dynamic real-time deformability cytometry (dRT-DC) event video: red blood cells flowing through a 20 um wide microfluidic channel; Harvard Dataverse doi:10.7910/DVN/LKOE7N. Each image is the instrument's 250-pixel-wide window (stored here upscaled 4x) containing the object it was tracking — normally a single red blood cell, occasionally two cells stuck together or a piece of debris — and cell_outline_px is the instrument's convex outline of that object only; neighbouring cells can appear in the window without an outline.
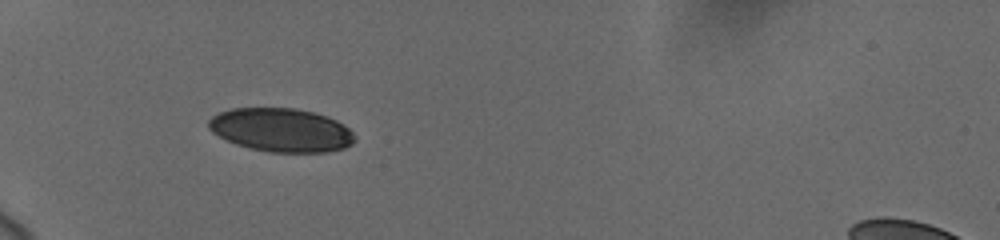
{"species": "human", "species_latin": "Homo sapiens", "temperature_condition": "cold", "stored_images_in_passage": 38, "camera_frame_rate_fps": 3000, "um_per_image_px": 0.085, "donor": {"sex": "female"}, "frame": {"image": 1, "passage_image": 5, "time_ms": 1.667, "image_size_px": [1000, 240], "cell_outline_px": [[356, 140], [352, 144], [344, 148], [328, 152], [268, 152], [236, 144], [212, 132], [208, 128], [208, 120], [212, 116], [220, 112], [232, 108], [296, 108], [328, 116], [336, 120], [348, 128], [352, 132]], "centroid_in_image_um": [23.91, 11.05], "position_along_channel_um": 61.1, "area_um2": 37.05}}
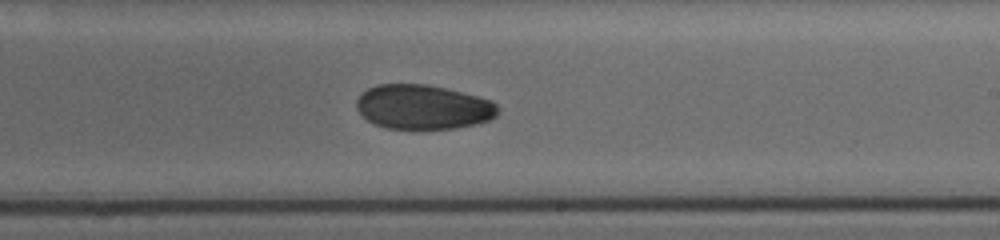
{"frame": {"image": 2, "passage_image": 20, "time_ms": 7.333, "image_size_px": [1000, 240], "cell_outline_px": [[500, 108], [496, 116], [488, 120], [456, 128], [388, 128], [376, 124], [368, 120], [356, 108], [356, 100], [368, 88], [380, 84], [424, 84], [444, 88], [492, 100]], "centroid_in_image_um": [35.97, 9.09], "position_along_channel_um": 253.0, "area_um2": 36.13}}
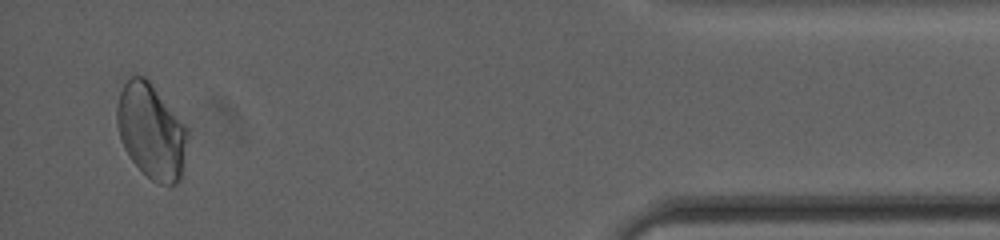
{"frame": {"image": 3, "passage_image": 37, "time_ms": 13.333, "image_size_px": [1000, 240], "cell_outline_px": [[188, 132], [184, 172], [180, 180], [176, 184], [160, 184], [152, 180], [132, 160], [124, 148], [120, 140], [116, 124], [116, 104], [120, 92], [124, 84], [132, 76], [144, 76], [152, 84], [188, 128]], "centroid_in_image_um": [12.87, 11.17], "position_along_channel_um": 422.3, "area_um2": 39.19}, "authors_computed_cell_mechanics": {"area_um2": 37.9457, "velocity_mm_per_s": 3.6994, "shape_relaxation_time_tau1_ms": null, "shape_relaxation_time_tau2_ms": 6.2948, "deformation_change_tau1": null, "deformation_change_tau2": 0.0818}}